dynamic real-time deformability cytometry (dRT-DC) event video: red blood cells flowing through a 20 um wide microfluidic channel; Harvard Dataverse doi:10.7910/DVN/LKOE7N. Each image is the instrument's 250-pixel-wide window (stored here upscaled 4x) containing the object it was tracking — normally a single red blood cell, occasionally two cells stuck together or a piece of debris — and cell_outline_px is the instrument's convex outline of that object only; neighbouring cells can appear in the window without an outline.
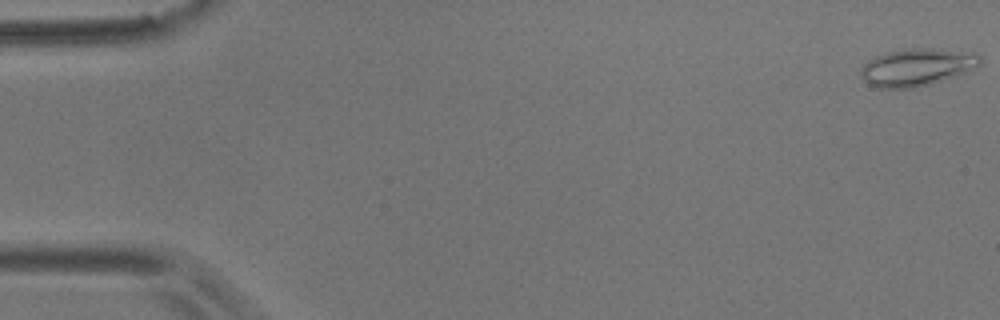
{"species": "common noctule bat (a hibernating species)", "species_latin": "Nyctalus noctula", "temperature_condition": "room temperature", "stored_images_in_passage": 56, "camera_frame_rate_fps": 3000, "um_per_image_px": 0.085, "animal": {"sex": "male", "body_mass_g": 17.9}, "frame": {"image": 1, "passage_image": 1, "time_ms": 0.0, "image_size_px": [1000, 320], "cell_outline_px": [[980, 64], [976, 68], [968, 72], [916, 88], [876, 88], [868, 84], [860, 76], [860, 68], [872, 56], [884, 52], [908, 48], [940, 48], [980, 56]], "centroid_in_image_um": [77.85, 5.71], "position_along_channel_um": 7.1, "area_um2": 26.18}}
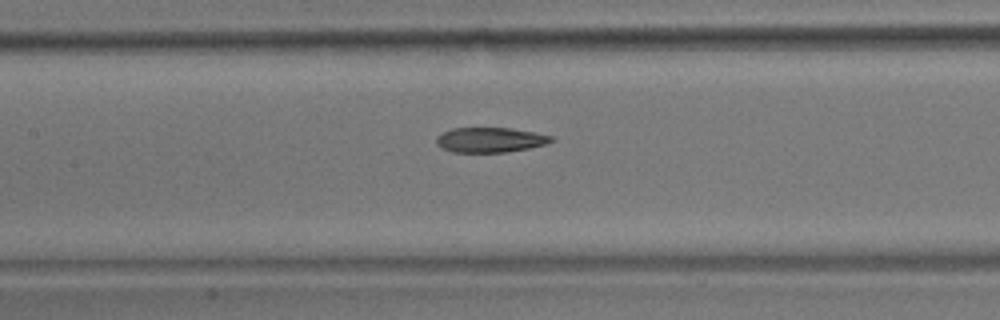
{"frame": {"image": 2, "passage_image": 26, "time_ms": 8.333, "image_size_px": [1000, 320], "cell_outline_px": [[552, 140], [548, 144], [528, 148], [504, 152], [452, 152], [440, 148], [436, 144], [436, 136], [452, 128], [512, 128], [536, 132], [552, 136]], "centroid_in_image_um": [41.64, 11.89], "position_along_channel_um": 165.8, "area_um2": 16.76}}
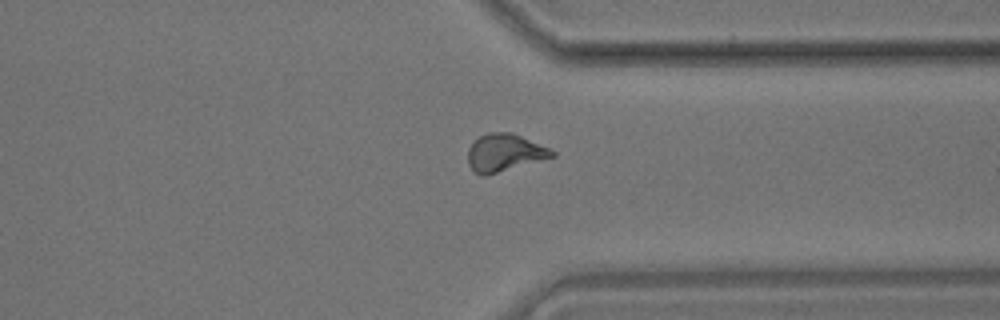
{"frame": {"image": 3, "passage_image": 43, "time_ms": 14.0, "image_size_px": [1000, 320], "cell_outline_px": [[556, 156], [484, 176], [480, 176], [468, 164], [468, 148], [480, 136], [488, 132], [512, 132], [548, 148], [556, 152]], "centroid_in_image_um": [42.88, 12.98], "position_along_channel_um": 368.5, "area_um2": 18.15}, "authors_computed_cell_mechanics": {"area_um2": 18.2359, "velocity_mm_per_s": 3.5966, "shape_relaxation_time_tau1_ms": null, "shape_relaxation_time_tau2_ms": 3.5025, "deformation_change_tau1": null, "deformation_change_tau2": 0.1067}}